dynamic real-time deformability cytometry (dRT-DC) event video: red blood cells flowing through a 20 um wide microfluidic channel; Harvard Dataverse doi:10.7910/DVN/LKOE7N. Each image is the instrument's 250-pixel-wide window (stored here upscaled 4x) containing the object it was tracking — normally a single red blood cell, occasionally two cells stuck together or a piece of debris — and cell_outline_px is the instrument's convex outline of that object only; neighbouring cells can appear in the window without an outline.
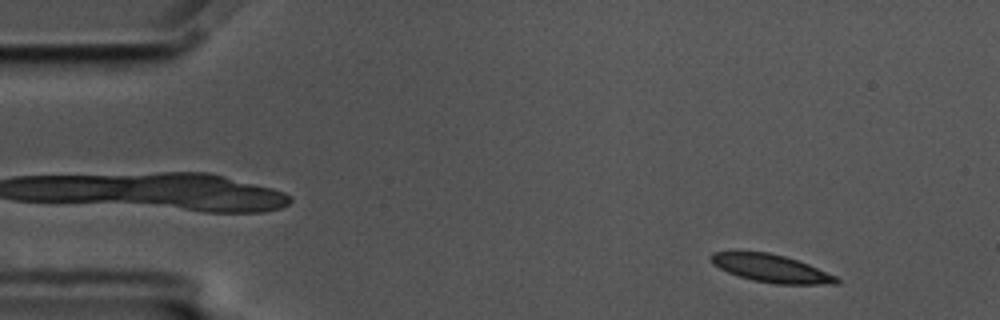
{"species": "common noctule bat (a hibernating species)", "species_latin": "Nyctalus noctula", "temperature_condition": "cold", "stored_images_in_passage": 12, "camera_frame_rate_fps": 3000, "um_per_image_px": 0.085, "animal": {"sex": "male", "body_mass_g": 17.5, "forearm_length_mm": 52.3}, "frame": {"image": 1, "passage_image": 1, "time_ms": 0.0, "image_size_px": [1000, 320], "cell_outline_px": [[840, 284], [776, 284], [752, 280], [728, 272], [712, 264], [708, 256], [712, 252], [736, 248], [768, 252], [784, 256], [808, 264], [836, 276], [840, 280]], "centroid_in_image_um": [65.44, 22.76], "position_along_channel_um": 19.6, "area_um2": 20.98}}
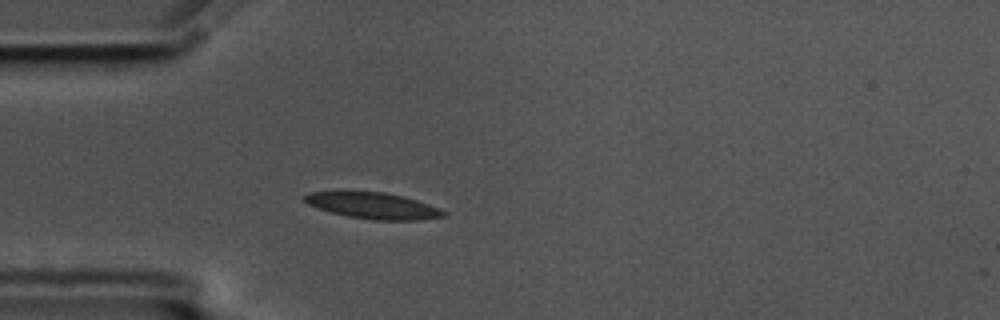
{"frame": {"image": 2, "passage_image": 11, "time_ms": 3.333, "image_size_px": [1000, 320], "cell_outline_px": [[444, 216], [420, 220], [372, 220], [348, 216], [332, 212], [308, 204], [304, 200], [304, 196], [308, 192], [384, 192], [404, 196], [440, 208], [444, 212]], "centroid_in_image_um": [31.74, 17.48], "position_along_channel_um": 53.3, "area_um2": 20.87}}